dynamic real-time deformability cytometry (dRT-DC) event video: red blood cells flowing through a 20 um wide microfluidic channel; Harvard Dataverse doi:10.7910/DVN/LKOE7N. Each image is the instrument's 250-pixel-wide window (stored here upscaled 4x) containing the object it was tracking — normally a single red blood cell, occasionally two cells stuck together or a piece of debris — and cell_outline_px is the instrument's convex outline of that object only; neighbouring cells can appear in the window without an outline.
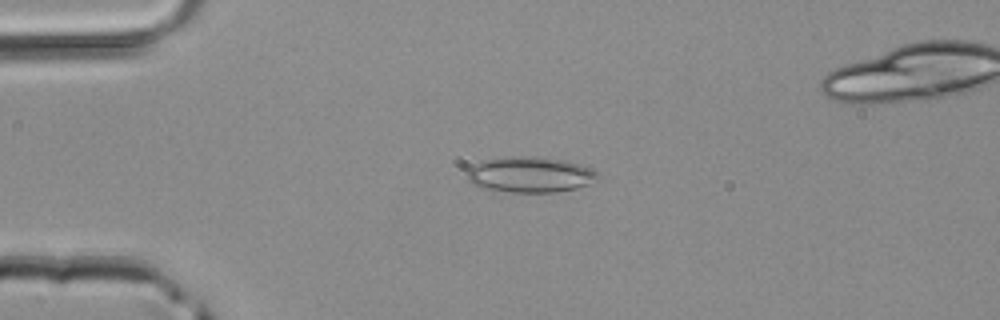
{"species": "common noctule bat (a hibernating species)", "species_latin": "Nyctalus noctula", "temperature_condition": "room temperature", "stored_images_in_passage": 36, "camera_frame_rate_fps": 3000, "um_per_image_px": 0.085, "animal": {"sex": "male", "body_mass_g": 20.4}, "frame": {"image": 1, "passage_image": 1, "time_ms": 0.0, "image_size_px": [1000, 320], "cell_outline_px": [[600, 176], [588, 184], [576, 188], [556, 192], [512, 192], [480, 188], [472, 184], [468, 180], [468, 168], [484, 160], [512, 156], [540, 156], [568, 160], [592, 168], [600, 172]], "centroid_in_image_um": [45.09, 14.83], "position_along_channel_um": 39.9, "area_um2": 27.46}}
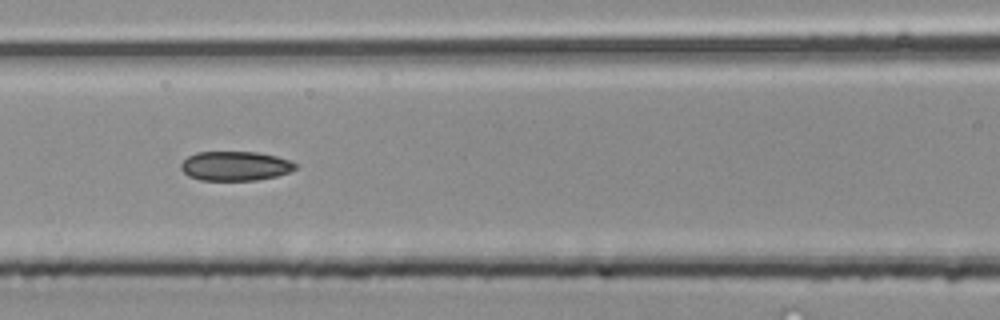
{"frame": {"image": 2, "passage_image": 10, "time_ms": 3.0, "image_size_px": [1000, 320], "cell_outline_px": [[296, 168], [288, 172], [276, 176], [256, 180], [200, 180], [188, 176], [180, 168], [180, 164], [188, 156], [196, 152], [256, 152], [276, 156], [292, 160], [296, 164]], "centroid_in_image_um": [19.98, 14.1], "position_along_channel_um": 146.6, "area_um2": 19.59}}
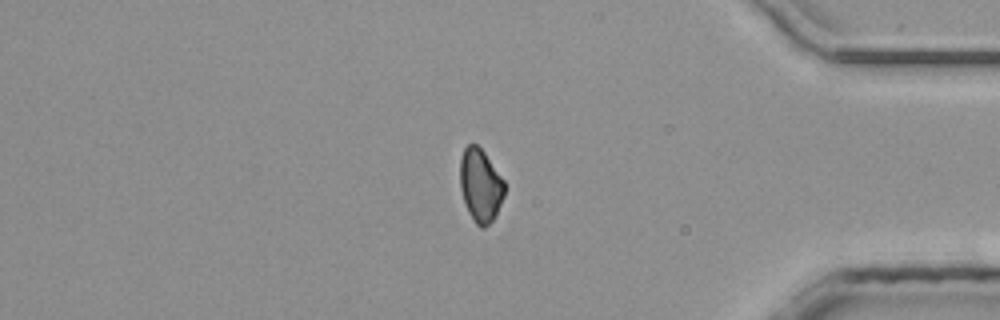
{"frame": {"image": 3, "passage_image": 28, "time_ms": 9.0, "image_size_px": [1000, 320], "cell_outline_px": [[504, 196], [496, 216], [484, 228], [480, 228], [476, 224], [468, 212], [460, 188], [460, 156], [464, 148], [468, 144], [476, 144], [484, 152], [504, 180]], "centroid_in_image_um": [40.83, 15.76], "position_along_channel_um": 394.4, "area_um2": 18.96}}